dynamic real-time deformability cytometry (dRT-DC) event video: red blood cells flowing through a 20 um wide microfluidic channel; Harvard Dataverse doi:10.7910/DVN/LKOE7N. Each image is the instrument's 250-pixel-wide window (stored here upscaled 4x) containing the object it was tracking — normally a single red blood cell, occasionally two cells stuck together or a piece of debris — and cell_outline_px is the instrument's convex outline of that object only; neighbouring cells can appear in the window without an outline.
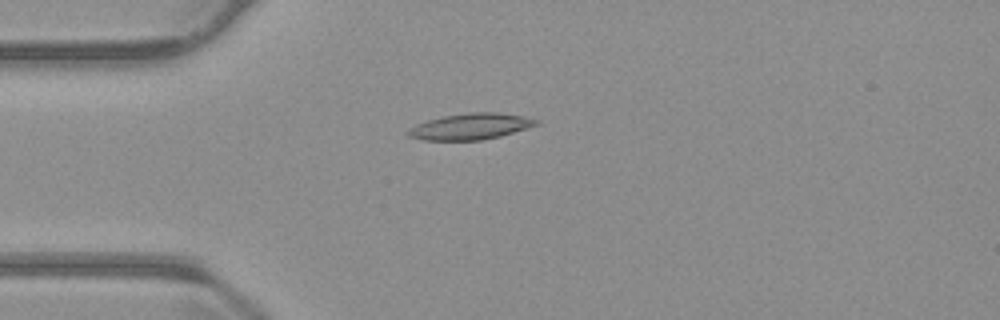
{"species": "common noctule bat (a hibernating species)", "species_latin": "Nyctalus noctula", "temperature_condition": "warm", "stored_images_in_passage": 54, "camera_frame_rate_fps": 3000, "um_per_image_px": 0.085, "animal": {"sex": "male", "body_mass_g": 23.1, "forearm_length_mm": 52.7}, "frame": {"image": 1, "passage_image": 14, "time_ms": 4.333, "image_size_px": [1000, 320], "cell_outline_px": [[540, 124], [500, 136], [480, 140], [424, 140], [408, 136], [404, 132], [408, 128], [416, 124], [428, 120], [444, 116], [468, 112], [500, 112], [524, 116], [540, 120]], "centroid_in_image_um": [39.99, 10.74], "position_along_channel_um": 45.0, "area_um2": 19.65}}
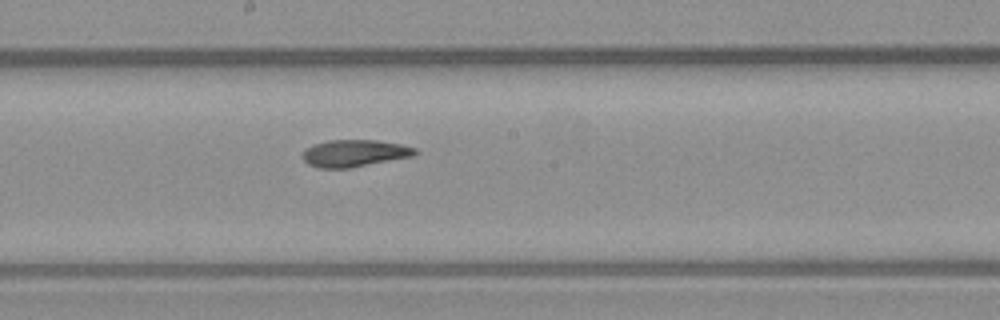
{"frame": {"image": 2, "passage_image": 29, "time_ms": 9.333, "image_size_px": [1000, 320], "cell_outline_px": [[420, 152], [416, 156], [348, 168], [316, 168], [308, 164], [300, 156], [304, 148], [312, 144], [328, 140], [376, 140], [400, 144], [416, 148]], "centroid_in_image_um": [30.11, 13.02], "position_along_channel_um": 218.1, "area_um2": 18.09}}
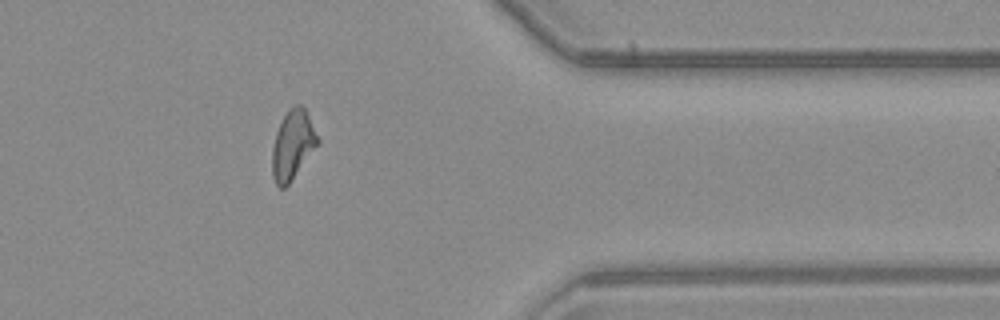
{"frame": {"image": 3, "passage_image": 44, "time_ms": 14.333, "image_size_px": [1000, 320], "cell_outline_px": [[320, 144], [288, 184], [284, 188], [280, 188], [276, 184], [272, 176], [272, 148], [276, 132], [288, 108], [296, 104], [300, 104], [304, 108], [320, 140]], "centroid_in_image_um": [24.88, 12.32], "position_along_channel_um": 386.5, "area_um2": 18.32}, "authors_computed_cell_mechanics": {"area_um2": 18.3226, "velocity_mm_per_s": 3.7645, "shape_relaxation_time_tau1_ms": null, "shape_relaxation_time_tau2_ms": 4.7906, "deformation_change_tau1": null, "deformation_change_tau2": 0.1213}}